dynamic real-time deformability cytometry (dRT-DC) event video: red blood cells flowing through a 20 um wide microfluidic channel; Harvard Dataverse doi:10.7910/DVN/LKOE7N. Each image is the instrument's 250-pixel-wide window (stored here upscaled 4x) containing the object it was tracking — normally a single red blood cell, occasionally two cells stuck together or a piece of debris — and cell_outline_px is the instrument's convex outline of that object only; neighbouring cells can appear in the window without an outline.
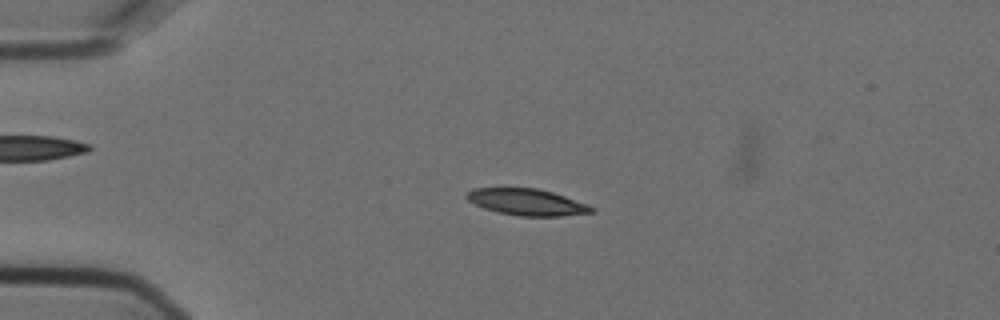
{"species": "Egyptian fruit bat (a non-hibernating species)", "species_latin": "Rousettus aegyptiacus", "temperature_condition": "cold", "stored_images_in_passage": 5, "camera_frame_rate_fps": 3000, "um_per_image_px": 0.085, "animal": {"sex": "female"}, "frame": {"image": 1, "passage_image": 3, "time_ms": 0.667, "image_size_px": [1000, 320], "cell_outline_px": [[592, 212], [560, 216], [520, 216], [496, 212], [484, 208], [468, 200], [464, 196], [472, 188], [536, 188], [552, 192], [588, 204], [592, 208]], "centroid_in_image_um": [44.74, 17.17], "position_along_channel_um": 40.3, "area_um2": 19.07}}
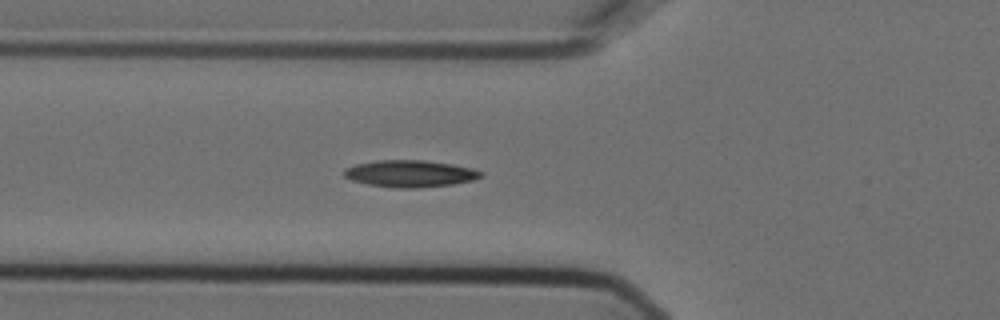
{"frame": {"image": 2, "passage_image": 5, "time_ms": 1.333, "image_size_px": [1000, 320], "cell_outline_px": [[484, 176], [472, 180], [452, 184], [420, 188], [396, 188], [368, 184], [352, 180], [344, 176], [344, 168], [356, 164], [376, 160], [424, 160], [452, 164], [472, 168], [484, 172]], "centroid_in_image_um": [34.87, 14.75], "position_along_channel_um": 90.9, "area_um2": 21.5}}